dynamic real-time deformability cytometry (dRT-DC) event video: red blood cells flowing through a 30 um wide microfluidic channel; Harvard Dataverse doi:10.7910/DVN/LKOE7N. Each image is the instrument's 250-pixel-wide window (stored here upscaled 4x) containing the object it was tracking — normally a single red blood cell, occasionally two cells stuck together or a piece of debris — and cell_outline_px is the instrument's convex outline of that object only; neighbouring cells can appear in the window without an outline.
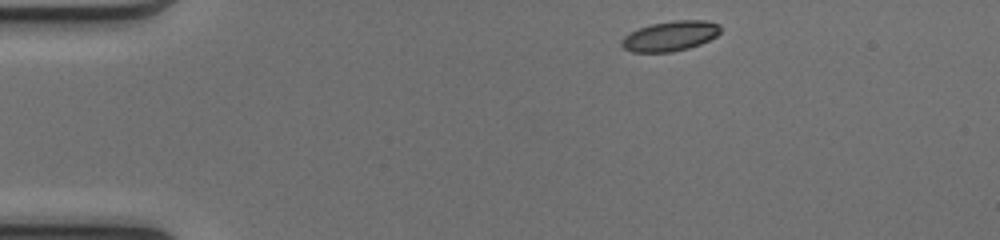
{"species": "common noctule bat (a hibernating species)", "species_latin": "Nyctalus noctula", "temperature_condition": "cold", "stored_images_in_passage": 44, "camera_frame_rate_fps": 3000, "um_per_image_px": 0.085, "animal": {"sex": "female", "body_mass_g": 17.0, "forearm_length_mm": 48.0}, "frame": {"image": 1, "passage_image": 1, "time_ms": 0.0, "image_size_px": [1000, 240], "cell_outline_px": [[720, 32], [716, 36], [700, 44], [688, 48], [672, 52], [632, 52], [624, 48], [620, 44], [620, 40], [624, 36], [640, 28], [652, 24], [676, 20], [704, 20], [720, 24]], "centroid_in_image_um": [56.97, 3.07], "position_along_channel_um": 28.0, "area_um2": 17.17}}
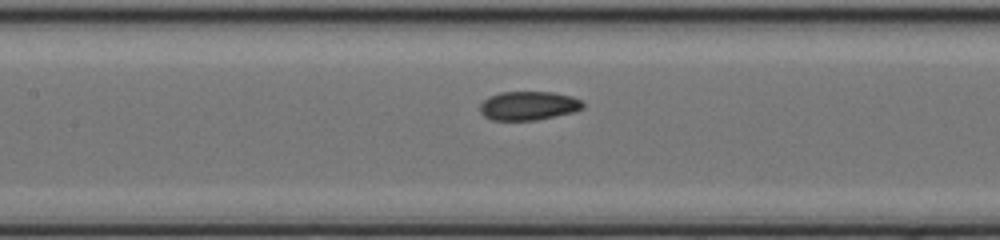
{"frame": {"image": 2, "passage_image": 16, "time_ms": 5.0, "image_size_px": [1000, 240], "cell_outline_px": [[584, 108], [576, 112], [536, 120], [492, 120], [484, 116], [480, 112], [480, 104], [488, 96], [500, 92], [556, 92], [572, 96], [580, 100], [584, 104]], "centroid_in_image_um": [44.94, 8.98], "position_along_channel_um": 162.5, "area_um2": 17.51}}
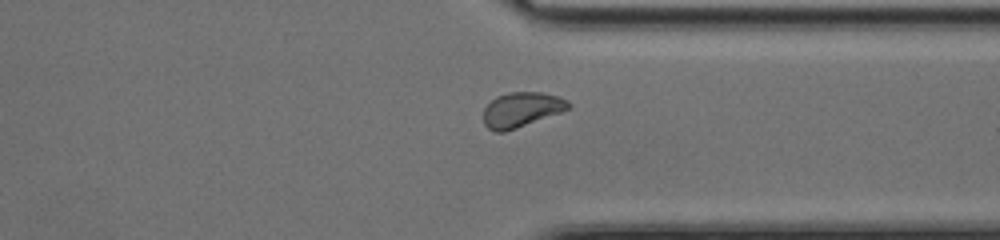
{"frame": {"image": 3, "passage_image": 31, "time_ms": 10.0, "image_size_px": [1000, 240], "cell_outline_px": [[572, 104], [568, 108], [560, 112], [516, 128], [504, 132], [496, 132], [488, 128], [484, 124], [484, 108], [496, 96], [508, 92], [540, 92], [560, 96], [568, 100]], "centroid_in_image_um": [44.32, 9.3], "position_along_channel_um": 367.1, "area_um2": 17.17}}